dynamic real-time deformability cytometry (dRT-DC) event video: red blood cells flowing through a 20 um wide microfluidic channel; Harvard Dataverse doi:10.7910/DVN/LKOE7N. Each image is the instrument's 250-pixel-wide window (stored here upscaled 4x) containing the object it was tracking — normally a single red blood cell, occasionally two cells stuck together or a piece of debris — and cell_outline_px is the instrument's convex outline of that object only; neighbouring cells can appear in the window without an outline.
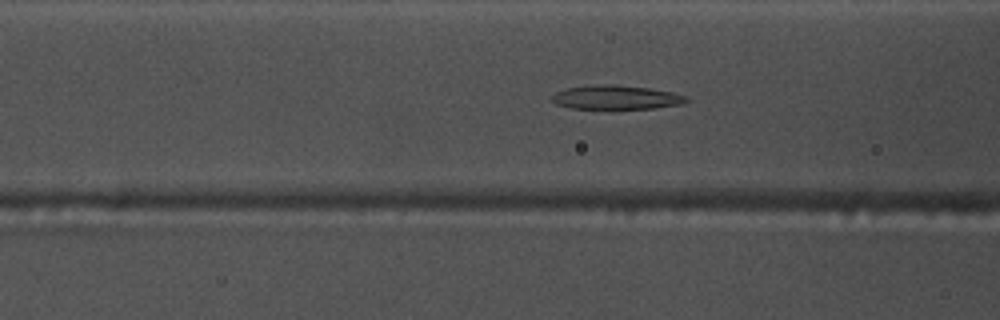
{"species": "common noctule bat (a hibernating species)", "species_latin": "Nyctalus noctula", "temperature_condition": "warm", "stored_images_in_passage": 53, "camera_frame_rate_fps": 3000, "um_per_image_px": 0.085, "animal": {"sex": "male", "body_mass_g": 17.5, "forearm_length_mm": 52.3}, "frame": {"image": 1, "passage_image": 20, "time_ms": 6.333, "image_size_px": [1000, 320], "cell_outline_px": [[692, 100], [684, 104], [652, 108], [572, 108], [556, 104], [548, 100], [556, 92], [568, 88], [604, 84], [612, 84], [648, 88], [672, 92], [688, 96]], "centroid_in_image_um": [52.42, 8.28], "position_along_channel_um": 114.2, "area_um2": 18.73}}
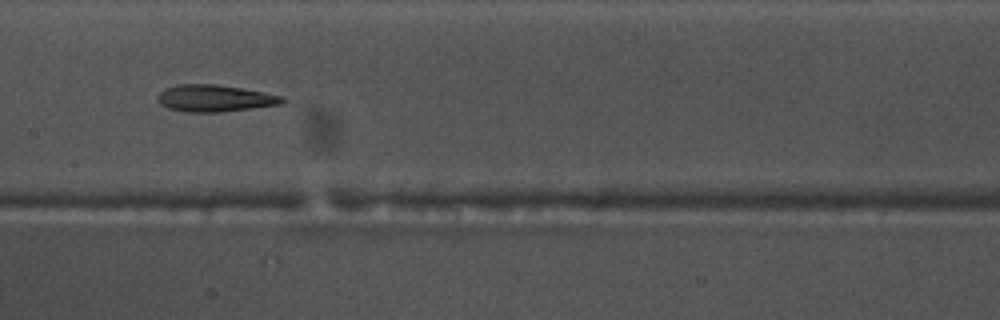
{"frame": {"image": 2, "passage_image": 26, "time_ms": 8.333, "image_size_px": [1000, 320], "cell_outline_px": [[288, 100], [280, 104], [252, 108], [220, 112], [188, 112], [168, 108], [160, 104], [156, 100], [156, 96], [164, 88], [176, 84], [216, 84], [264, 92], [284, 96]], "centroid_in_image_um": [18.23, 8.35], "position_along_channel_um": 189.2, "area_um2": 19.65}}
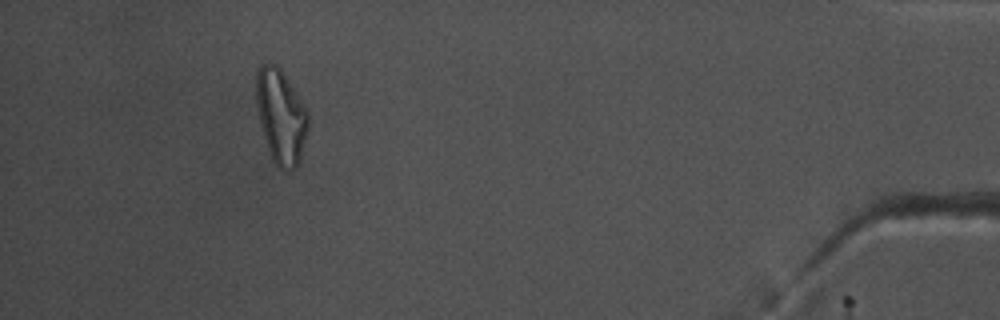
{"frame": {"image": 3, "passage_image": 49, "time_ms": 16.0, "image_size_px": [1000, 320], "cell_outline_px": [[308, 128], [300, 160], [296, 168], [288, 172], [284, 172], [272, 160], [264, 136], [256, 104], [256, 72], [260, 64], [268, 60], [276, 64], [280, 68], [304, 104], [308, 112]], "centroid_in_image_um": [23.87, 9.87], "position_along_channel_um": 411.3, "area_um2": 28.67}, "authors_computed_cell_mechanics": {"area_um2": 21.5594, "velocity_mm_per_s": 3.754, "shape_relaxation_time_tau1_ms": 7.5301, "shape_relaxation_time_tau2_ms": 3.9349, "deformation_change_tau1": 0.2215, "deformation_change_tau2": 0.1369}}